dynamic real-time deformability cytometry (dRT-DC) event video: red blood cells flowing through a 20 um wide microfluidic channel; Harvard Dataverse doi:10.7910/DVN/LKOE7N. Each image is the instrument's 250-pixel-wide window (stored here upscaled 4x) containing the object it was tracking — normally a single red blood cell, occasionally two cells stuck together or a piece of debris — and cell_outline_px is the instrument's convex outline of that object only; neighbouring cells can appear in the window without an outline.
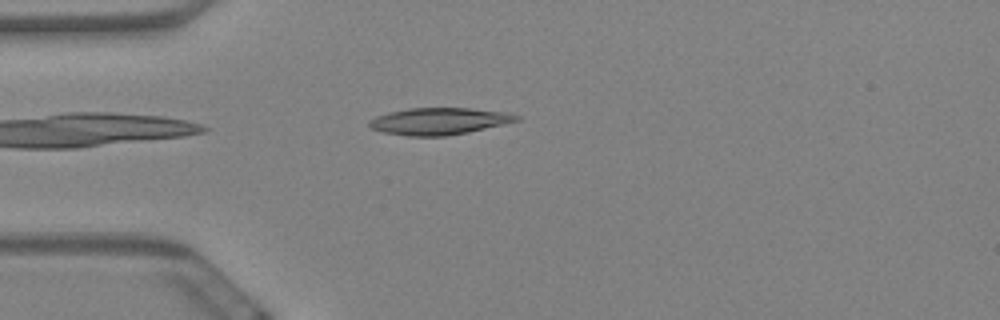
{"species": "Egyptian fruit bat (a non-hibernating species)", "species_latin": "Rousettus aegyptiacus", "temperature_condition": "warm", "stored_images_in_passage": 46, "camera_frame_rate_fps": 3000, "um_per_image_px": 0.085, "animal": {"sex": "female"}, "frame": {"image": 1, "passage_image": 3, "time_ms": 0.667, "image_size_px": [1000, 320], "cell_outline_px": [[520, 120], [504, 124], [468, 132], [444, 136], [408, 136], [384, 132], [372, 128], [368, 124], [368, 120], [376, 116], [388, 112], [408, 108], [468, 108], [504, 112], [520, 116]], "centroid_in_image_um": [37.3, 10.3], "position_along_channel_um": 47.7, "area_um2": 22.95}}
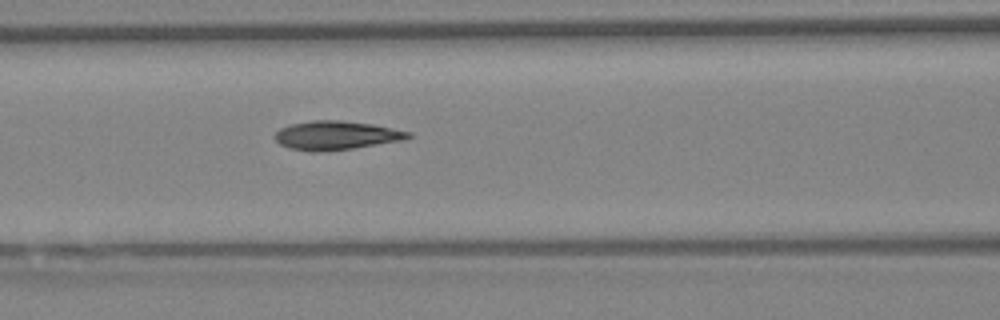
{"frame": {"image": 2, "passage_image": 12, "time_ms": 3.667, "image_size_px": [1000, 320], "cell_outline_px": [[412, 136], [404, 140], [352, 148], [316, 152], [308, 152], [288, 148], [280, 144], [276, 140], [276, 132], [280, 128], [288, 124], [312, 120], [340, 120], [372, 124], [412, 132]], "centroid_in_image_um": [28.56, 11.5], "position_along_channel_um": 138.0, "area_um2": 22.43}}
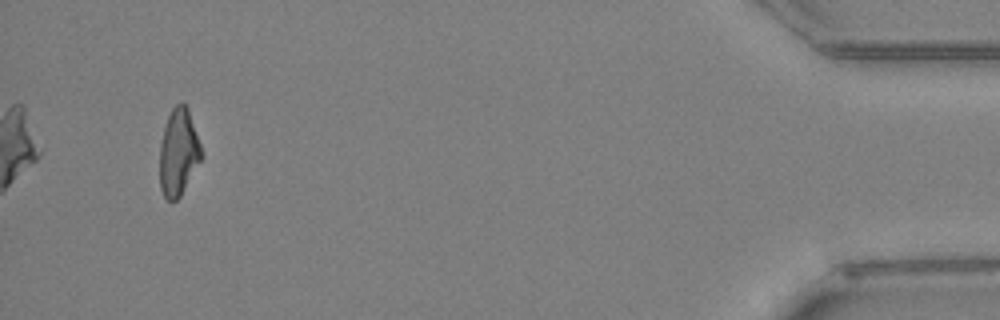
{"frame": {"image": 3, "passage_image": 43, "time_ms": 14.0, "image_size_px": [1000, 320], "cell_outline_px": [[204, 156], [180, 196], [176, 200], [168, 200], [164, 196], [160, 188], [160, 144], [164, 124], [172, 108], [180, 100], [188, 108]], "centroid_in_image_um": [15.17, 12.93], "position_along_channel_um": 420.0, "area_um2": 21.21}, "authors_computed_cell_mechanics": {"area_um2": 21.9351, "velocity_mm_per_s": 3.4661, "shape_relaxation_time_tau1_ms": 10.044, "shape_relaxation_time_tau2_ms": 2.5022, "deformation_change_tau1": 0.2477, "deformation_change_tau2": 0.0887}}